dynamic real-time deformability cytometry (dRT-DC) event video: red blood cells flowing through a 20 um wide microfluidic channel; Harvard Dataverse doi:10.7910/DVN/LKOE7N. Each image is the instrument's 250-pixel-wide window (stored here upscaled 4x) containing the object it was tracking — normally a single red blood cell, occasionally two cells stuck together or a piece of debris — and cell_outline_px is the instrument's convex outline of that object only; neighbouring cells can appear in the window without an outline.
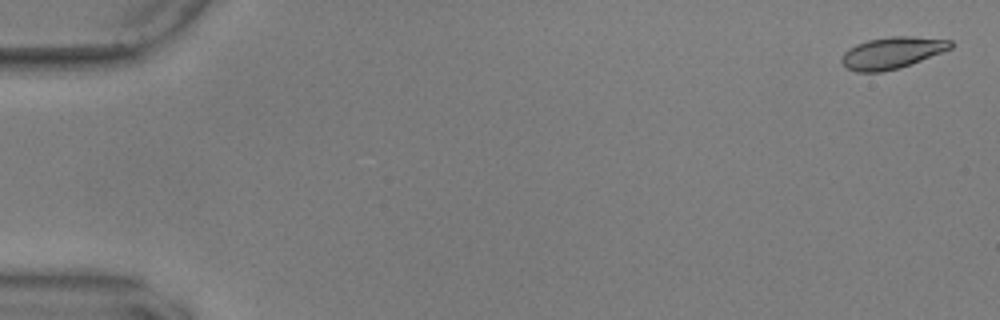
{"species": "common noctule bat (a hibernating species)", "species_latin": "Nyctalus noctula", "temperature_condition": "warm", "stored_images_in_passage": 55, "camera_frame_rate_fps": 3000, "um_per_image_px": 0.085, "animal": {"sex": "male", "body_mass_g": 17.9, "forearm_length_mm": 54.2}, "frame": {"image": 1, "passage_image": 2, "time_ms": 0.333, "image_size_px": [1000, 320], "cell_outline_px": [[952, 48], [900, 68], [880, 72], [856, 72], [844, 68], [840, 60], [844, 52], [848, 48], [856, 44], [868, 40], [892, 36], [912, 36], [952, 40]], "centroid_in_image_um": [75.78, 4.49], "position_along_channel_um": 9.2, "area_um2": 20.17}}
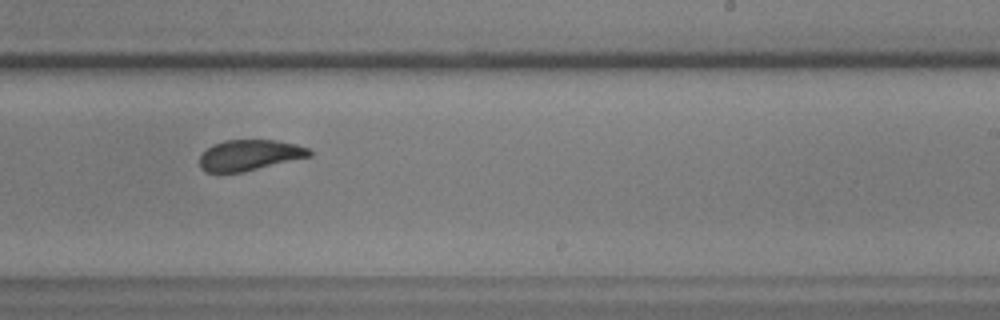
{"frame": {"image": 2, "passage_image": 36, "time_ms": 11.667, "image_size_px": [1000, 320], "cell_outline_px": [[312, 156], [244, 172], [204, 172], [200, 168], [200, 156], [212, 144], [224, 140], [276, 140], [296, 144], [308, 148], [312, 152]], "centroid_in_image_um": [21.22, 13.19], "position_along_channel_um": 267.8, "area_um2": 19.77}}
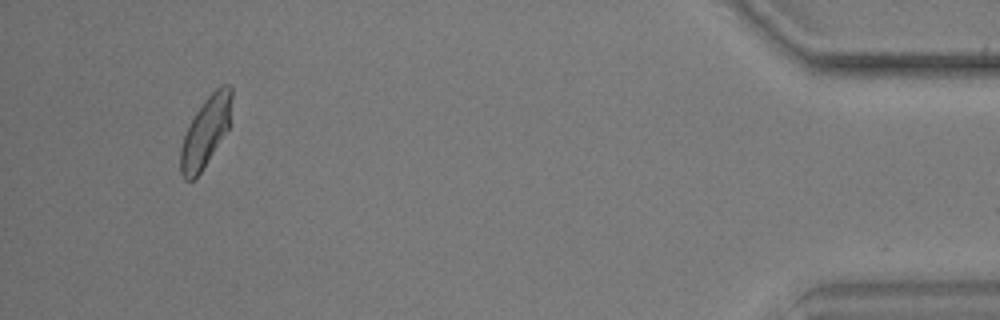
{"frame": {"image": 3, "passage_image": 54, "time_ms": 17.667, "image_size_px": [1000, 320], "cell_outline_px": [[232, 96], [228, 128], [200, 172], [192, 180], [184, 180], [180, 172], [180, 148], [184, 136], [196, 112], [204, 100], [220, 84], [228, 84], [232, 88]], "centroid_in_image_um": [17.47, 11.18], "position_along_channel_um": 417.7, "area_um2": 20.29}}